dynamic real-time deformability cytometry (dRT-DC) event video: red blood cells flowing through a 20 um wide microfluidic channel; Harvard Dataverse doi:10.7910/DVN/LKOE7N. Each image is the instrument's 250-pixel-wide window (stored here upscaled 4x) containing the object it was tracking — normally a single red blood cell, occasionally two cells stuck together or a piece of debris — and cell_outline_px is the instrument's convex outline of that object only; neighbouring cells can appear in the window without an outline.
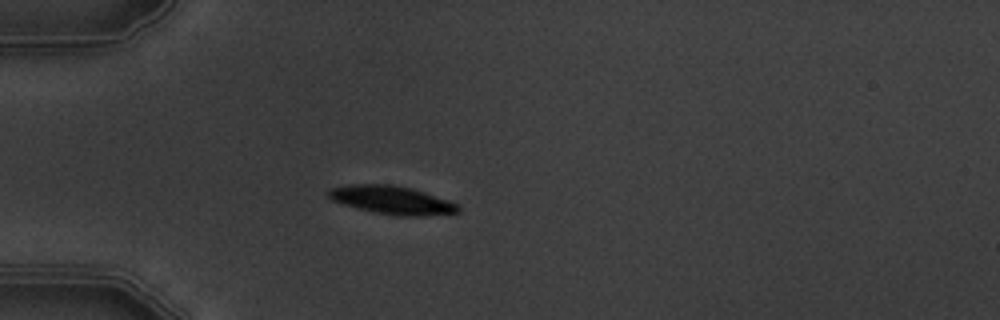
{"species": "common noctule bat (a hibernating species)", "species_latin": "Nyctalus noctula", "temperature_condition": "warm", "stored_images_in_passage": 1, "camera_frame_rate_fps": 3000, "um_per_image_px": 0.085, "animal": {"sex": "male", "body_mass_g": 19.5, "forearm_length_mm": 54.6}, "frame": {"image": 1, "passage_image": 1, "time_ms": 0.0, "image_size_px": [1000, 320], "cell_outline_px": [[460, 212], [424, 216], [400, 216], [376, 212], [344, 204], [332, 200], [328, 196], [328, 192], [332, 188], [348, 184], [392, 184], [412, 188], [460, 204]], "centroid_in_image_um": [33.37, 17.0], "position_along_channel_um": 51.6, "area_um2": 21.21}}